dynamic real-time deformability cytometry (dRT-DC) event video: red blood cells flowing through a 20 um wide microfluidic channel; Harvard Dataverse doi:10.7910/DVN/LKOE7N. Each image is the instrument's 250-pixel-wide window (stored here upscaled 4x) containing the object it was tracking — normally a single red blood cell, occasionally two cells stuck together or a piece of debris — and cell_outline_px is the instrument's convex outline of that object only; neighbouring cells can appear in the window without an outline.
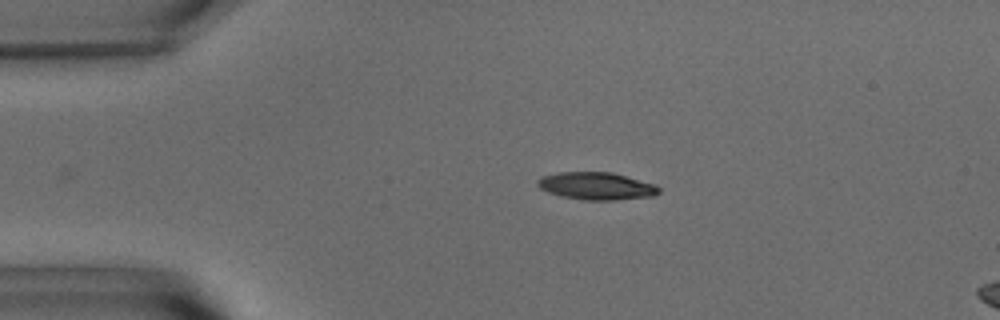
{"species": "common noctule bat (a hibernating species)", "species_latin": "Nyctalus noctula", "temperature_condition": "warm", "stored_images_in_passage": 7, "camera_frame_rate_fps": 3000, "um_per_image_px": 0.085, "animal": {"sex": "male", "body_mass_g": 15.6}, "frame": {"image": 1, "passage_image": 2, "time_ms": 0.333, "image_size_px": [1000, 320], "cell_outline_px": [[660, 192], [652, 196], [612, 200], [584, 200], [560, 196], [548, 192], [540, 188], [536, 184], [536, 180], [540, 176], [556, 172], [612, 172], [656, 184], [660, 188]], "centroid_in_image_um": [50.66, 15.8], "position_along_channel_um": 34.3, "area_um2": 19.59}}